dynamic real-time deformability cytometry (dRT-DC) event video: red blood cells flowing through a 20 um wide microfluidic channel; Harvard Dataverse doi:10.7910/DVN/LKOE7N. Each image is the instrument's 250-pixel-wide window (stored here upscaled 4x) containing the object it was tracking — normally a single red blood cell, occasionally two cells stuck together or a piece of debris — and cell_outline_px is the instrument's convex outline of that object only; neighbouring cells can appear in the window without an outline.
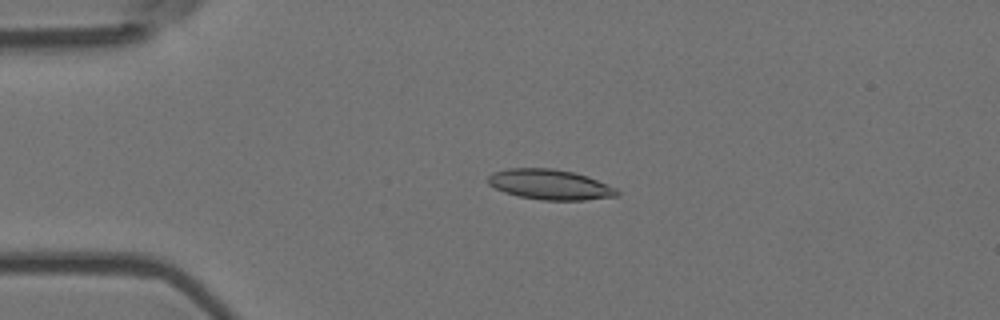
{"species": "Egyptian fruit bat (a non-hibernating species)", "species_latin": "Rousettus aegyptiacus", "temperature_condition": "room temperature", "stored_images_in_passage": 5, "camera_frame_rate_fps": 3000, "um_per_image_px": 0.085, "animal": {"sex": "female"}, "frame": {"image": 1, "passage_image": 4, "time_ms": 1.0, "image_size_px": [1000, 320], "cell_outline_px": [[620, 196], [584, 200], [544, 200], [520, 196], [504, 192], [488, 184], [488, 176], [492, 172], [508, 168], [552, 168], [572, 172], [588, 176], [616, 188], [620, 192]], "centroid_in_image_um": [46.76, 15.68], "position_along_channel_um": 38.2, "area_um2": 22.72}}